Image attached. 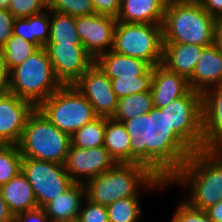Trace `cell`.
<instances>
[{"label":"cell","instance_id":"1","mask_svg":"<svg viewBox=\"0 0 222 222\" xmlns=\"http://www.w3.org/2000/svg\"><path fill=\"white\" fill-rule=\"evenodd\" d=\"M131 140V163L146 166L167 183L194 150L169 125L165 112L148 113L122 121Z\"/></svg>","mask_w":222,"mask_h":222},{"label":"cell","instance_id":"2","mask_svg":"<svg viewBox=\"0 0 222 222\" xmlns=\"http://www.w3.org/2000/svg\"><path fill=\"white\" fill-rule=\"evenodd\" d=\"M167 184L186 186L183 200L205 211L222 200V155L214 148L194 151Z\"/></svg>","mask_w":222,"mask_h":222},{"label":"cell","instance_id":"3","mask_svg":"<svg viewBox=\"0 0 222 222\" xmlns=\"http://www.w3.org/2000/svg\"><path fill=\"white\" fill-rule=\"evenodd\" d=\"M86 198L92 203L108 206L114 201L139 197L140 189L167 188L168 184L139 163H116L106 172L89 179L85 184Z\"/></svg>","mask_w":222,"mask_h":222},{"label":"cell","instance_id":"4","mask_svg":"<svg viewBox=\"0 0 222 222\" xmlns=\"http://www.w3.org/2000/svg\"><path fill=\"white\" fill-rule=\"evenodd\" d=\"M215 21L200 3L168 0L162 23L163 43L209 46L214 43Z\"/></svg>","mask_w":222,"mask_h":222},{"label":"cell","instance_id":"5","mask_svg":"<svg viewBox=\"0 0 222 222\" xmlns=\"http://www.w3.org/2000/svg\"><path fill=\"white\" fill-rule=\"evenodd\" d=\"M61 86L44 47L9 72V92L36 107Z\"/></svg>","mask_w":222,"mask_h":222},{"label":"cell","instance_id":"6","mask_svg":"<svg viewBox=\"0 0 222 222\" xmlns=\"http://www.w3.org/2000/svg\"><path fill=\"white\" fill-rule=\"evenodd\" d=\"M71 136L53 125L36 108L27 120L17 144L22 157L64 164Z\"/></svg>","mask_w":222,"mask_h":222},{"label":"cell","instance_id":"7","mask_svg":"<svg viewBox=\"0 0 222 222\" xmlns=\"http://www.w3.org/2000/svg\"><path fill=\"white\" fill-rule=\"evenodd\" d=\"M37 108L53 125L70 136L98 117L74 85H62Z\"/></svg>","mask_w":222,"mask_h":222},{"label":"cell","instance_id":"8","mask_svg":"<svg viewBox=\"0 0 222 222\" xmlns=\"http://www.w3.org/2000/svg\"><path fill=\"white\" fill-rule=\"evenodd\" d=\"M112 50L144 60L152 67L160 64L163 52L162 24L117 21Z\"/></svg>","mask_w":222,"mask_h":222},{"label":"cell","instance_id":"9","mask_svg":"<svg viewBox=\"0 0 222 222\" xmlns=\"http://www.w3.org/2000/svg\"><path fill=\"white\" fill-rule=\"evenodd\" d=\"M170 127L194 150L204 149L202 93L190 90L185 96L160 108Z\"/></svg>","mask_w":222,"mask_h":222},{"label":"cell","instance_id":"10","mask_svg":"<svg viewBox=\"0 0 222 222\" xmlns=\"http://www.w3.org/2000/svg\"><path fill=\"white\" fill-rule=\"evenodd\" d=\"M21 172L33 188L38 207L42 208L75 183L64 164L55 162L23 157Z\"/></svg>","mask_w":222,"mask_h":222},{"label":"cell","instance_id":"11","mask_svg":"<svg viewBox=\"0 0 222 222\" xmlns=\"http://www.w3.org/2000/svg\"><path fill=\"white\" fill-rule=\"evenodd\" d=\"M44 48L61 85H74L94 63L82 44H46Z\"/></svg>","mask_w":222,"mask_h":222},{"label":"cell","instance_id":"12","mask_svg":"<svg viewBox=\"0 0 222 222\" xmlns=\"http://www.w3.org/2000/svg\"><path fill=\"white\" fill-rule=\"evenodd\" d=\"M74 86L92 105L98 117L112 118L118 106V97L110 78L95 64L81 76Z\"/></svg>","mask_w":222,"mask_h":222},{"label":"cell","instance_id":"13","mask_svg":"<svg viewBox=\"0 0 222 222\" xmlns=\"http://www.w3.org/2000/svg\"><path fill=\"white\" fill-rule=\"evenodd\" d=\"M115 164L104 146L85 149L70 145L64 168L75 183L85 184L89 179L106 172Z\"/></svg>","mask_w":222,"mask_h":222},{"label":"cell","instance_id":"14","mask_svg":"<svg viewBox=\"0 0 222 222\" xmlns=\"http://www.w3.org/2000/svg\"><path fill=\"white\" fill-rule=\"evenodd\" d=\"M116 24V18L96 13L76 17L78 36L94 60L113 48Z\"/></svg>","mask_w":222,"mask_h":222},{"label":"cell","instance_id":"15","mask_svg":"<svg viewBox=\"0 0 222 222\" xmlns=\"http://www.w3.org/2000/svg\"><path fill=\"white\" fill-rule=\"evenodd\" d=\"M36 108L33 103L10 92L0 96V144L17 145Z\"/></svg>","mask_w":222,"mask_h":222},{"label":"cell","instance_id":"16","mask_svg":"<svg viewBox=\"0 0 222 222\" xmlns=\"http://www.w3.org/2000/svg\"><path fill=\"white\" fill-rule=\"evenodd\" d=\"M190 90L185 76L167 69L161 63L153 67L150 89L153 107H165L171 101L185 96Z\"/></svg>","mask_w":222,"mask_h":222},{"label":"cell","instance_id":"17","mask_svg":"<svg viewBox=\"0 0 222 222\" xmlns=\"http://www.w3.org/2000/svg\"><path fill=\"white\" fill-rule=\"evenodd\" d=\"M188 83L192 90L201 93L222 85V51L214 43L202 49L199 62Z\"/></svg>","mask_w":222,"mask_h":222},{"label":"cell","instance_id":"18","mask_svg":"<svg viewBox=\"0 0 222 222\" xmlns=\"http://www.w3.org/2000/svg\"><path fill=\"white\" fill-rule=\"evenodd\" d=\"M204 149L214 148L222 140V85L202 93Z\"/></svg>","mask_w":222,"mask_h":222},{"label":"cell","instance_id":"19","mask_svg":"<svg viewBox=\"0 0 222 222\" xmlns=\"http://www.w3.org/2000/svg\"><path fill=\"white\" fill-rule=\"evenodd\" d=\"M85 198V185L83 183H74L43 208L50 222H77L81 205Z\"/></svg>","mask_w":222,"mask_h":222},{"label":"cell","instance_id":"20","mask_svg":"<svg viewBox=\"0 0 222 222\" xmlns=\"http://www.w3.org/2000/svg\"><path fill=\"white\" fill-rule=\"evenodd\" d=\"M94 63L110 78L153 75V67L144 60L122 55L114 50L99 55Z\"/></svg>","mask_w":222,"mask_h":222},{"label":"cell","instance_id":"21","mask_svg":"<svg viewBox=\"0 0 222 222\" xmlns=\"http://www.w3.org/2000/svg\"><path fill=\"white\" fill-rule=\"evenodd\" d=\"M204 47L195 44L163 43L161 64L189 79L199 62Z\"/></svg>","mask_w":222,"mask_h":222},{"label":"cell","instance_id":"22","mask_svg":"<svg viewBox=\"0 0 222 222\" xmlns=\"http://www.w3.org/2000/svg\"><path fill=\"white\" fill-rule=\"evenodd\" d=\"M168 0H122L117 21L162 24Z\"/></svg>","mask_w":222,"mask_h":222},{"label":"cell","instance_id":"23","mask_svg":"<svg viewBox=\"0 0 222 222\" xmlns=\"http://www.w3.org/2000/svg\"><path fill=\"white\" fill-rule=\"evenodd\" d=\"M9 211L14 215L38 207L37 200L26 177L20 172L8 183L0 186Z\"/></svg>","mask_w":222,"mask_h":222},{"label":"cell","instance_id":"24","mask_svg":"<svg viewBox=\"0 0 222 222\" xmlns=\"http://www.w3.org/2000/svg\"><path fill=\"white\" fill-rule=\"evenodd\" d=\"M103 146L116 163H131V140L122 122L106 117Z\"/></svg>","mask_w":222,"mask_h":222},{"label":"cell","instance_id":"25","mask_svg":"<svg viewBox=\"0 0 222 222\" xmlns=\"http://www.w3.org/2000/svg\"><path fill=\"white\" fill-rule=\"evenodd\" d=\"M47 44H82L76 31V17L50 11V36Z\"/></svg>","mask_w":222,"mask_h":222},{"label":"cell","instance_id":"26","mask_svg":"<svg viewBox=\"0 0 222 222\" xmlns=\"http://www.w3.org/2000/svg\"><path fill=\"white\" fill-rule=\"evenodd\" d=\"M152 108L153 102L150 91L131 94L118 100L117 110L112 118L122 122L146 114Z\"/></svg>","mask_w":222,"mask_h":222},{"label":"cell","instance_id":"27","mask_svg":"<svg viewBox=\"0 0 222 222\" xmlns=\"http://www.w3.org/2000/svg\"><path fill=\"white\" fill-rule=\"evenodd\" d=\"M40 48L39 45L28 42L24 38L13 34L0 49V54L10 72Z\"/></svg>","mask_w":222,"mask_h":222},{"label":"cell","instance_id":"28","mask_svg":"<svg viewBox=\"0 0 222 222\" xmlns=\"http://www.w3.org/2000/svg\"><path fill=\"white\" fill-rule=\"evenodd\" d=\"M106 129V117H97L71 135V145L78 148L103 146Z\"/></svg>","mask_w":222,"mask_h":222},{"label":"cell","instance_id":"29","mask_svg":"<svg viewBox=\"0 0 222 222\" xmlns=\"http://www.w3.org/2000/svg\"><path fill=\"white\" fill-rule=\"evenodd\" d=\"M140 197L119 199L106 206L109 222H138L142 218Z\"/></svg>","mask_w":222,"mask_h":222},{"label":"cell","instance_id":"30","mask_svg":"<svg viewBox=\"0 0 222 222\" xmlns=\"http://www.w3.org/2000/svg\"><path fill=\"white\" fill-rule=\"evenodd\" d=\"M22 159L17 145L0 144V186L21 172Z\"/></svg>","mask_w":222,"mask_h":222},{"label":"cell","instance_id":"31","mask_svg":"<svg viewBox=\"0 0 222 222\" xmlns=\"http://www.w3.org/2000/svg\"><path fill=\"white\" fill-rule=\"evenodd\" d=\"M153 75H140L135 77H118L111 80L112 89L118 99L131 94L147 92L151 89Z\"/></svg>","mask_w":222,"mask_h":222},{"label":"cell","instance_id":"32","mask_svg":"<svg viewBox=\"0 0 222 222\" xmlns=\"http://www.w3.org/2000/svg\"><path fill=\"white\" fill-rule=\"evenodd\" d=\"M47 9L73 17L95 13L91 0H47Z\"/></svg>","mask_w":222,"mask_h":222},{"label":"cell","instance_id":"33","mask_svg":"<svg viewBox=\"0 0 222 222\" xmlns=\"http://www.w3.org/2000/svg\"><path fill=\"white\" fill-rule=\"evenodd\" d=\"M32 43L44 47L50 36V10L31 16Z\"/></svg>","mask_w":222,"mask_h":222},{"label":"cell","instance_id":"34","mask_svg":"<svg viewBox=\"0 0 222 222\" xmlns=\"http://www.w3.org/2000/svg\"><path fill=\"white\" fill-rule=\"evenodd\" d=\"M7 9L15 18L37 15L47 10V0H10Z\"/></svg>","mask_w":222,"mask_h":222},{"label":"cell","instance_id":"35","mask_svg":"<svg viewBox=\"0 0 222 222\" xmlns=\"http://www.w3.org/2000/svg\"><path fill=\"white\" fill-rule=\"evenodd\" d=\"M170 222H213L209 219L206 211L190 206L186 201H182L176 207Z\"/></svg>","mask_w":222,"mask_h":222},{"label":"cell","instance_id":"36","mask_svg":"<svg viewBox=\"0 0 222 222\" xmlns=\"http://www.w3.org/2000/svg\"><path fill=\"white\" fill-rule=\"evenodd\" d=\"M84 201L77 222H109L106 206L92 203L87 198Z\"/></svg>","mask_w":222,"mask_h":222},{"label":"cell","instance_id":"37","mask_svg":"<svg viewBox=\"0 0 222 222\" xmlns=\"http://www.w3.org/2000/svg\"><path fill=\"white\" fill-rule=\"evenodd\" d=\"M122 0H91L94 12L100 15H106L117 18Z\"/></svg>","mask_w":222,"mask_h":222},{"label":"cell","instance_id":"38","mask_svg":"<svg viewBox=\"0 0 222 222\" xmlns=\"http://www.w3.org/2000/svg\"><path fill=\"white\" fill-rule=\"evenodd\" d=\"M15 17L7 8H0V49L13 35Z\"/></svg>","mask_w":222,"mask_h":222},{"label":"cell","instance_id":"39","mask_svg":"<svg viewBox=\"0 0 222 222\" xmlns=\"http://www.w3.org/2000/svg\"><path fill=\"white\" fill-rule=\"evenodd\" d=\"M13 222H50L45 209L37 207L14 215Z\"/></svg>","mask_w":222,"mask_h":222},{"label":"cell","instance_id":"40","mask_svg":"<svg viewBox=\"0 0 222 222\" xmlns=\"http://www.w3.org/2000/svg\"><path fill=\"white\" fill-rule=\"evenodd\" d=\"M13 34L32 43L31 16L15 18L13 22Z\"/></svg>","mask_w":222,"mask_h":222},{"label":"cell","instance_id":"41","mask_svg":"<svg viewBox=\"0 0 222 222\" xmlns=\"http://www.w3.org/2000/svg\"><path fill=\"white\" fill-rule=\"evenodd\" d=\"M201 6L214 18L222 17V0H203Z\"/></svg>","mask_w":222,"mask_h":222},{"label":"cell","instance_id":"42","mask_svg":"<svg viewBox=\"0 0 222 222\" xmlns=\"http://www.w3.org/2000/svg\"><path fill=\"white\" fill-rule=\"evenodd\" d=\"M9 92V70L0 54V96Z\"/></svg>","mask_w":222,"mask_h":222},{"label":"cell","instance_id":"43","mask_svg":"<svg viewBox=\"0 0 222 222\" xmlns=\"http://www.w3.org/2000/svg\"><path fill=\"white\" fill-rule=\"evenodd\" d=\"M213 222H222V200L205 210Z\"/></svg>","mask_w":222,"mask_h":222},{"label":"cell","instance_id":"44","mask_svg":"<svg viewBox=\"0 0 222 222\" xmlns=\"http://www.w3.org/2000/svg\"><path fill=\"white\" fill-rule=\"evenodd\" d=\"M14 216L9 211L8 206L2 196L0 188V222H13Z\"/></svg>","mask_w":222,"mask_h":222},{"label":"cell","instance_id":"45","mask_svg":"<svg viewBox=\"0 0 222 222\" xmlns=\"http://www.w3.org/2000/svg\"><path fill=\"white\" fill-rule=\"evenodd\" d=\"M214 44L222 51V17L215 21Z\"/></svg>","mask_w":222,"mask_h":222},{"label":"cell","instance_id":"46","mask_svg":"<svg viewBox=\"0 0 222 222\" xmlns=\"http://www.w3.org/2000/svg\"><path fill=\"white\" fill-rule=\"evenodd\" d=\"M10 0H0V8H7L9 6Z\"/></svg>","mask_w":222,"mask_h":222},{"label":"cell","instance_id":"47","mask_svg":"<svg viewBox=\"0 0 222 222\" xmlns=\"http://www.w3.org/2000/svg\"><path fill=\"white\" fill-rule=\"evenodd\" d=\"M214 149L222 155V140L214 147Z\"/></svg>","mask_w":222,"mask_h":222},{"label":"cell","instance_id":"48","mask_svg":"<svg viewBox=\"0 0 222 222\" xmlns=\"http://www.w3.org/2000/svg\"><path fill=\"white\" fill-rule=\"evenodd\" d=\"M177 1H180V2H186V3H200L203 1V0H177Z\"/></svg>","mask_w":222,"mask_h":222}]
</instances>
